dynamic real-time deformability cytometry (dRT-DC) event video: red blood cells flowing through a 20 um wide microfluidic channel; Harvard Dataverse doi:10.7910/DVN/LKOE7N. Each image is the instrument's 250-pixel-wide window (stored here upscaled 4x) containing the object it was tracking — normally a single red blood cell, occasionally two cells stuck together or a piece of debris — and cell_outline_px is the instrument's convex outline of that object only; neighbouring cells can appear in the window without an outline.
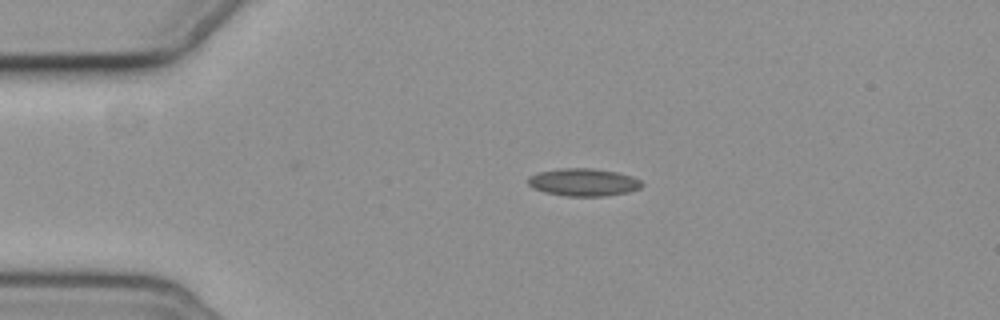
{"species": "common noctule bat (a hibernating species)", "species_latin": "Nyctalus noctula", "temperature_condition": "cold", "stored_images_in_passage": 3, "camera_frame_rate_fps": 3000, "um_per_image_px": 0.085, "animal": {"sex": "female", "body_mass_g": 19.3, "forearm_length_mm": 54.1}, "frame": {"image": 1, "passage_image": 1, "time_ms": 0.0, "image_size_px": [1000, 320], "cell_outline_px": [[644, 184], [640, 188], [628, 192], [604, 196], [568, 196], [544, 192], [528, 184], [528, 176], [540, 172], [560, 168], [592, 168], [616, 172], [632, 176], [640, 180]], "centroid_in_image_um": [49.62, 15.49], "position_along_channel_um": 35.4, "area_um2": 18.21}}
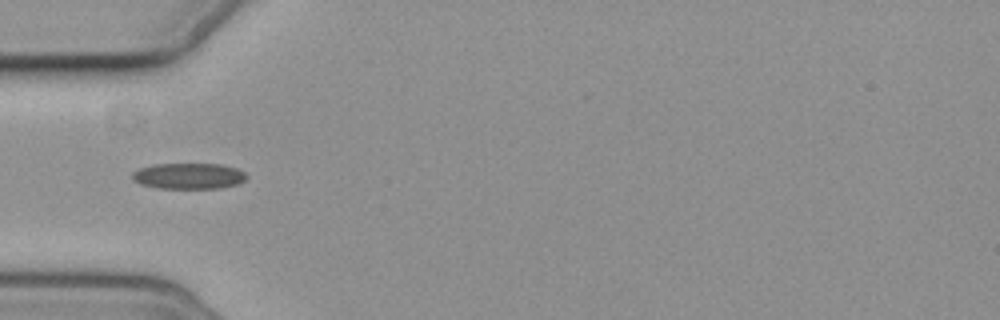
{"frame": {"image": 2, "passage_image": 2, "time_ms": 2.0, "image_size_px": [1000, 320], "cell_outline_px": [[248, 176], [244, 180], [236, 184], [220, 188], [160, 188], [140, 184], [132, 180], [132, 172], [140, 168], [156, 164], [220, 164], [236, 168], [244, 172]], "centroid_in_image_um": [16.02, 14.96], "position_along_channel_um": 69.0, "area_um2": 17.17}}
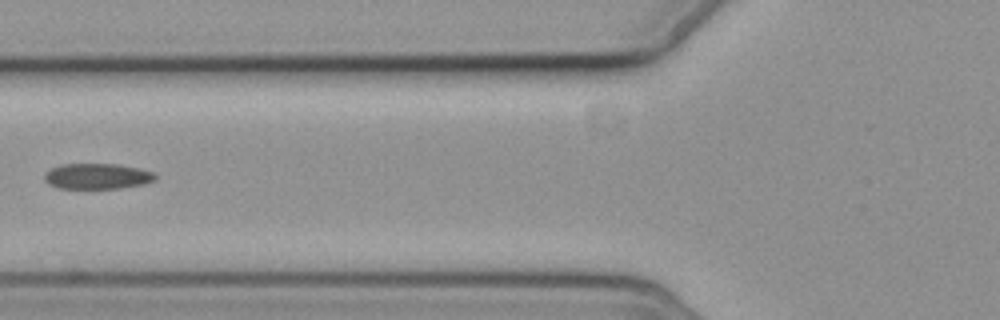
{"frame": {"image": 3, "passage_image": 3, "time_ms": 3.333, "image_size_px": [1000, 320], "cell_outline_px": [[156, 180], [144, 184], [120, 188], [56, 188], [48, 184], [44, 180], [44, 172], [60, 164], [116, 164], [140, 168], [156, 172]], "centroid_in_image_um": [8.27, 14.98], "position_along_channel_um": 117.5, "area_um2": 16.76}}